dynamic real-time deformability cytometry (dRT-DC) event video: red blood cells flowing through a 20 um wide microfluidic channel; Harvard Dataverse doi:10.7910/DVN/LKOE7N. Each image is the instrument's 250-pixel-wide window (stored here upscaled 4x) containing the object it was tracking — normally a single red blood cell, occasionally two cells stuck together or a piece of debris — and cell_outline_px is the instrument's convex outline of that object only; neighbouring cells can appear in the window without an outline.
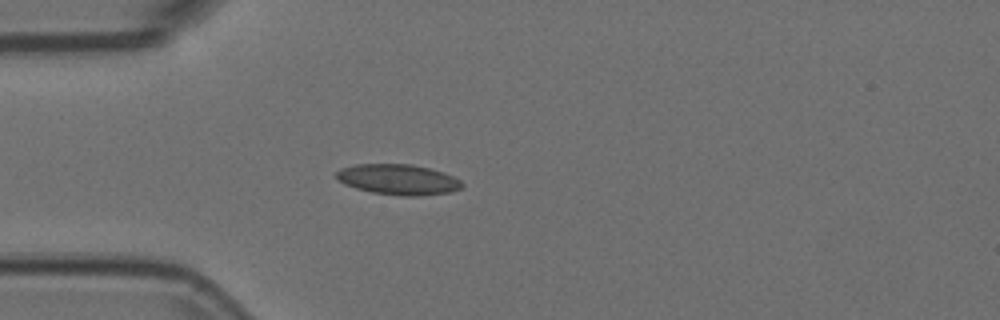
{"species": "Egyptian fruit bat (a non-hibernating species)", "species_latin": "Rousettus aegyptiacus", "temperature_condition": "room temperature", "stored_images_in_passage": 3, "camera_frame_rate_fps": 3000, "um_per_image_px": 0.085, "animal": {"sex": "female"}, "frame": {"image": 1, "passage_image": 3, "time_ms": 0.667, "image_size_px": [1000, 320], "cell_outline_px": [[464, 184], [460, 188], [452, 192], [420, 196], [400, 196], [372, 192], [356, 188], [344, 184], [336, 176], [336, 172], [340, 168], [356, 164], [412, 164], [444, 172], [460, 180]], "centroid_in_image_um": [33.86, 15.26], "position_along_channel_um": 51.1, "area_um2": 22.37}}